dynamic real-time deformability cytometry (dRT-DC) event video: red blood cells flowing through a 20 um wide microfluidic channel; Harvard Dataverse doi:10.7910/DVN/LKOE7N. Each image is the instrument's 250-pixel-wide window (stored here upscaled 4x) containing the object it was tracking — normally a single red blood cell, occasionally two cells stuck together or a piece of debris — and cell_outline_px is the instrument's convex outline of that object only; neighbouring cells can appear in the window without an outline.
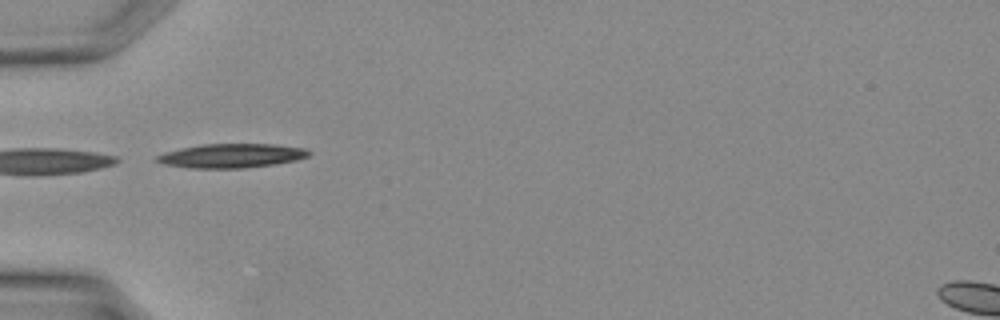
{"species": "Egyptian fruit bat (a non-hibernating species)", "species_latin": "Rousettus aegyptiacus", "temperature_condition": "warm", "stored_images_in_passage": 22, "camera_frame_rate_fps": 3000, "um_per_image_px": 0.085, "animal": {"sex": "female"}, "frame": {"image": 1, "passage_image": 1, "time_ms": 0.0, "image_size_px": [1000, 320], "cell_outline_px": [[312, 152], [308, 156], [296, 160], [276, 164], [244, 168], [188, 168], [164, 164], [156, 160], [156, 156], [164, 152], [204, 144], [272, 144], [304, 148]], "centroid_in_image_um": [19.7, 13.24], "position_along_channel_um": 65.3, "area_um2": 21.21}}
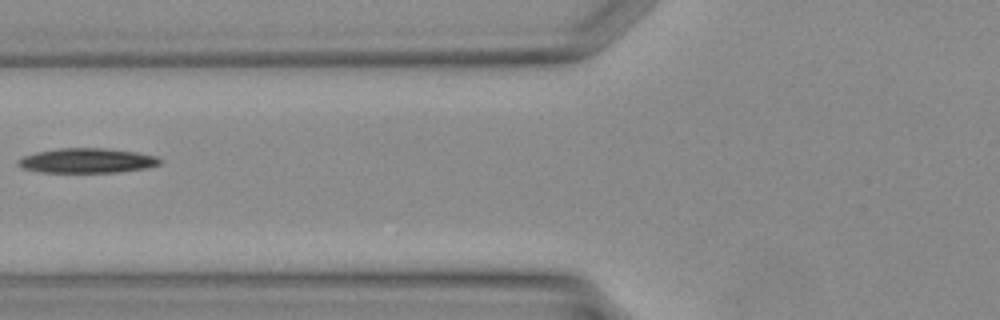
{"frame": {"image": 2, "passage_image": 4, "time_ms": 1.0, "image_size_px": [1000, 320], "cell_outline_px": [[160, 164], [148, 168], [116, 172], [40, 172], [20, 168], [16, 164], [16, 160], [24, 156], [36, 152], [60, 148], [104, 148], [136, 152], [156, 156], [160, 160]], "centroid_in_image_um": [7.35, 13.65], "position_along_channel_um": 118.4, "area_um2": 20.46}}
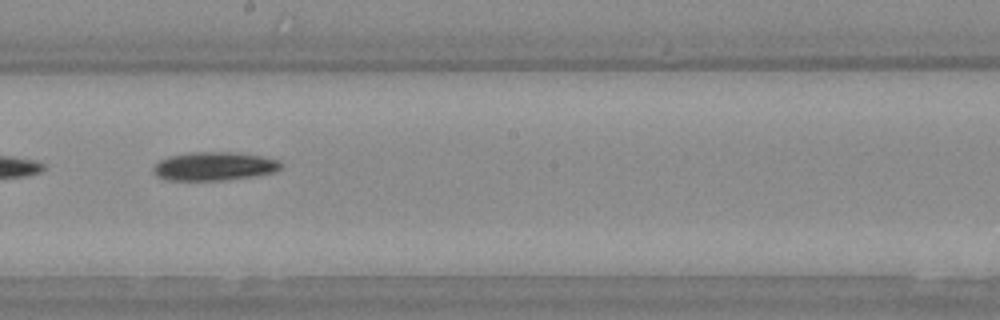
{"frame": {"image": 3, "passage_image": 10, "time_ms": 3.0, "image_size_px": [1000, 320], "cell_outline_px": [[280, 168], [276, 172], [252, 176], [224, 180], [168, 180], [156, 176], [152, 172], [152, 168], [160, 160], [168, 156], [192, 152], [232, 152], [260, 156], [276, 160], [280, 164]], "centroid_in_image_um": [18.14, 14.13], "position_along_channel_um": 230.1, "area_um2": 21.04}}